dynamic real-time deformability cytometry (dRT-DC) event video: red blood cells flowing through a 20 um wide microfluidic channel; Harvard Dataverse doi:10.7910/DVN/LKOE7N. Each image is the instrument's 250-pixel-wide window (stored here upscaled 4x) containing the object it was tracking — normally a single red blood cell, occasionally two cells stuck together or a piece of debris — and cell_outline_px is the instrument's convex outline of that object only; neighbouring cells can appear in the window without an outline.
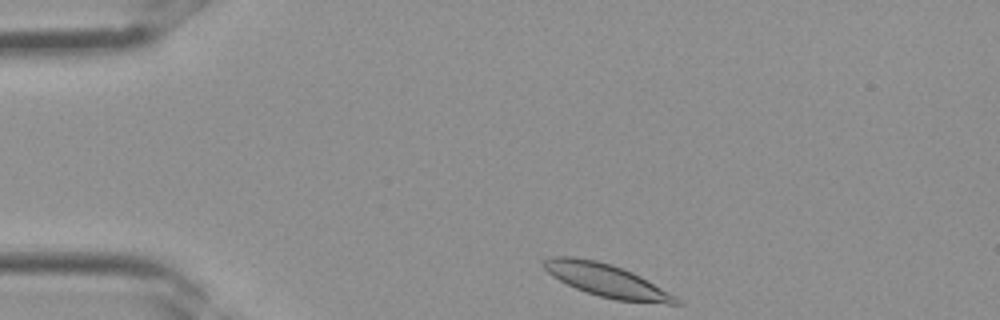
{"species": "Egyptian fruit bat (a non-hibernating species)", "species_latin": "Rousettus aegyptiacus", "temperature_condition": "room temperature", "stored_images_in_passage": 2, "camera_frame_rate_fps": 3000, "um_per_image_px": 0.085, "frame": {"image": 1, "passage_image": 1, "time_ms": 0.0, "image_size_px": [1000, 320], "cell_outline_px": [[684, 304], [668, 304], [616, 300], [600, 296], [576, 288], [552, 276], [544, 268], [544, 260], [552, 256], [576, 256], [596, 260], [612, 264], [632, 272], [648, 280], [676, 296]], "centroid_in_image_um": [51.59, 23.83], "position_along_channel_um": 33.4, "area_um2": 25.2}}